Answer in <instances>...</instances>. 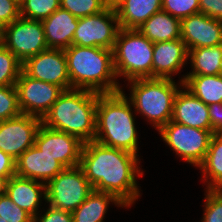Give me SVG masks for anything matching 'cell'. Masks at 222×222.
Returning <instances> with one entry per match:
<instances>
[{"mask_svg":"<svg viewBox=\"0 0 222 222\" xmlns=\"http://www.w3.org/2000/svg\"><path fill=\"white\" fill-rule=\"evenodd\" d=\"M138 156L93 140L83 144L79 166L93 190L112 194L130 207L141 195L135 178L143 175Z\"/></svg>","mask_w":222,"mask_h":222,"instance_id":"1","label":"cell"},{"mask_svg":"<svg viewBox=\"0 0 222 222\" xmlns=\"http://www.w3.org/2000/svg\"><path fill=\"white\" fill-rule=\"evenodd\" d=\"M131 106L123 90L99 94L94 141L138 155V133Z\"/></svg>","mask_w":222,"mask_h":222,"instance_id":"2","label":"cell"},{"mask_svg":"<svg viewBox=\"0 0 222 222\" xmlns=\"http://www.w3.org/2000/svg\"><path fill=\"white\" fill-rule=\"evenodd\" d=\"M64 52L70 89H85L100 94L122 90L116 81L112 50L71 45Z\"/></svg>","mask_w":222,"mask_h":222,"instance_id":"3","label":"cell"},{"mask_svg":"<svg viewBox=\"0 0 222 222\" xmlns=\"http://www.w3.org/2000/svg\"><path fill=\"white\" fill-rule=\"evenodd\" d=\"M100 93L85 89H69L59 96L43 117L46 127L93 141L96 132V109Z\"/></svg>","mask_w":222,"mask_h":222,"instance_id":"4","label":"cell"},{"mask_svg":"<svg viewBox=\"0 0 222 222\" xmlns=\"http://www.w3.org/2000/svg\"><path fill=\"white\" fill-rule=\"evenodd\" d=\"M130 83V84H129ZM179 85H176L178 84ZM169 78H139L128 81L132 107L158 131L172 119L176 94L183 86ZM179 86V87H178Z\"/></svg>","mask_w":222,"mask_h":222,"instance_id":"5","label":"cell"},{"mask_svg":"<svg viewBox=\"0 0 222 222\" xmlns=\"http://www.w3.org/2000/svg\"><path fill=\"white\" fill-rule=\"evenodd\" d=\"M153 46L138 29L120 28L112 50L116 77L152 78Z\"/></svg>","mask_w":222,"mask_h":222,"instance_id":"6","label":"cell"},{"mask_svg":"<svg viewBox=\"0 0 222 222\" xmlns=\"http://www.w3.org/2000/svg\"><path fill=\"white\" fill-rule=\"evenodd\" d=\"M93 191L80 166L64 168L46 184V200L49 206L73 212Z\"/></svg>","mask_w":222,"mask_h":222,"instance_id":"7","label":"cell"},{"mask_svg":"<svg viewBox=\"0 0 222 222\" xmlns=\"http://www.w3.org/2000/svg\"><path fill=\"white\" fill-rule=\"evenodd\" d=\"M163 141L183 161L199 167L205 160L213 131L169 121L159 130Z\"/></svg>","mask_w":222,"mask_h":222,"instance_id":"8","label":"cell"},{"mask_svg":"<svg viewBox=\"0 0 222 222\" xmlns=\"http://www.w3.org/2000/svg\"><path fill=\"white\" fill-rule=\"evenodd\" d=\"M119 30L116 11L108 6L100 13L78 19L72 45L113 50Z\"/></svg>","mask_w":222,"mask_h":222,"instance_id":"9","label":"cell"},{"mask_svg":"<svg viewBox=\"0 0 222 222\" xmlns=\"http://www.w3.org/2000/svg\"><path fill=\"white\" fill-rule=\"evenodd\" d=\"M2 44L22 63L48 49L41 20L23 17L3 28Z\"/></svg>","mask_w":222,"mask_h":222,"instance_id":"10","label":"cell"},{"mask_svg":"<svg viewBox=\"0 0 222 222\" xmlns=\"http://www.w3.org/2000/svg\"><path fill=\"white\" fill-rule=\"evenodd\" d=\"M18 104L22 114L43 119L64 92L60 86L34 79L23 70L16 81Z\"/></svg>","mask_w":222,"mask_h":222,"instance_id":"11","label":"cell"},{"mask_svg":"<svg viewBox=\"0 0 222 222\" xmlns=\"http://www.w3.org/2000/svg\"><path fill=\"white\" fill-rule=\"evenodd\" d=\"M84 142L66 132L50 129L41 124L34 145L43 153L56 159L64 168L80 165Z\"/></svg>","mask_w":222,"mask_h":222,"instance_id":"12","label":"cell"},{"mask_svg":"<svg viewBox=\"0 0 222 222\" xmlns=\"http://www.w3.org/2000/svg\"><path fill=\"white\" fill-rule=\"evenodd\" d=\"M41 124L42 119L26 114L0 121V150L16 160L34 145Z\"/></svg>","mask_w":222,"mask_h":222,"instance_id":"13","label":"cell"},{"mask_svg":"<svg viewBox=\"0 0 222 222\" xmlns=\"http://www.w3.org/2000/svg\"><path fill=\"white\" fill-rule=\"evenodd\" d=\"M22 70L30 77L70 89V77L64 50L48 48L28 58Z\"/></svg>","mask_w":222,"mask_h":222,"instance_id":"14","label":"cell"},{"mask_svg":"<svg viewBox=\"0 0 222 222\" xmlns=\"http://www.w3.org/2000/svg\"><path fill=\"white\" fill-rule=\"evenodd\" d=\"M180 31L187 50L222 44V21L202 13L181 19Z\"/></svg>","mask_w":222,"mask_h":222,"instance_id":"15","label":"cell"},{"mask_svg":"<svg viewBox=\"0 0 222 222\" xmlns=\"http://www.w3.org/2000/svg\"><path fill=\"white\" fill-rule=\"evenodd\" d=\"M64 167L53 157L43 153L35 145L25 150L15 163V174L47 184Z\"/></svg>","mask_w":222,"mask_h":222,"instance_id":"16","label":"cell"},{"mask_svg":"<svg viewBox=\"0 0 222 222\" xmlns=\"http://www.w3.org/2000/svg\"><path fill=\"white\" fill-rule=\"evenodd\" d=\"M187 60L188 50L181 38L154 43L152 78L173 79V75L180 72Z\"/></svg>","mask_w":222,"mask_h":222,"instance_id":"17","label":"cell"},{"mask_svg":"<svg viewBox=\"0 0 222 222\" xmlns=\"http://www.w3.org/2000/svg\"><path fill=\"white\" fill-rule=\"evenodd\" d=\"M171 121L189 127L213 131L209 118L208 105L204 104L184 86L176 94Z\"/></svg>","mask_w":222,"mask_h":222,"instance_id":"18","label":"cell"},{"mask_svg":"<svg viewBox=\"0 0 222 222\" xmlns=\"http://www.w3.org/2000/svg\"><path fill=\"white\" fill-rule=\"evenodd\" d=\"M6 194L34 218L39 213L42 199L46 200V184L14 175L7 181Z\"/></svg>","mask_w":222,"mask_h":222,"instance_id":"19","label":"cell"},{"mask_svg":"<svg viewBox=\"0 0 222 222\" xmlns=\"http://www.w3.org/2000/svg\"><path fill=\"white\" fill-rule=\"evenodd\" d=\"M41 23L48 48L64 50L72 45L78 18L68 10L60 7Z\"/></svg>","mask_w":222,"mask_h":222,"instance_id":"20","label":"cell"},{"mask_svg":"<svg viewBox=\"0 0 222 222\" xmlns=\"http://www.w3.org/2000/svg\"><path fill=\"white\" fill-rule=\"evenodd\" d=\"M162 10V0H123L116 8L122 29H138L154 13Z\"/></svg>","mask_w":222,"mask_h":222,"instance_id":"21","label":"cell"},{"mask_svg":"<svg viewBox=\"0 0 222 222\" xmlns=\"http://www.w3.org/2000/svg\"><path fill=\"white\" fill-rule=\"evenodd\" d=\"M138 30L153 43L181 38L180 19L163 10L154 13Z\"/></svg>","mask_w":222,"mask_h":222,"instance_id":"22","label":"cell"},{"mask_svg":"<svg viewBox=\"0 0 222 222\" xmlns=\"http://www.w3.org/2000/svg\"><path fill=\"white\" fill-rule=\"evenodd\" d=\"M110 202L125 207L114 195L93 190L72 212L73 222H103Z\"/></svg>","mask_w":222,"mask_h":222,"instance_id":"23","label":"cell"},{"mask_svg":"<svg viewBox=\"0 0 222 222\" xmlns=\"http://www.w3.org/2000/svg\"><path fill=\"white\" fill-rule=\"evenodd\" d=\"M189 58L190 66L193 70L180 79L182 83L185 80V76L222 74V44L190 49L188 50Z\"/></svg>","mask_w":222,"mask_h":222,"instance_id":"24","label":"cell"},{"mask_svg":"<svg viewBox=\"0 0 222 222\" xmlns=\"http://www.w3.org/2000/svg\"><path fill=\"white\" fill-rule=\"evenodd\" d=\"M183 86L206 105L222 103V74L185 76Z\"/></svg>","mask_w":222,"mask_h":222,"instance_id":"25","label":"cell"},{"mask_svg":"<svg viewBox=\"0 0 222 222\" xmlns=\"http://www.w3.org/2000/svg\"><path fill=\"white\" fill-rule=\"evenodd\" d=\"M207 189H222V133H214L203 163L199 166Z\"/></svg>","mask_w":222,"mask_h":222,"instance_id":"26","label":"cell"},{"mask_svg":"<svg viewBox=\"0 0 222 222\" xmlns=\"http://www.w3.org/2000/svg\"><path fill=\"white\" fill-rule=\"evenodd\" d=\"M23 63L3 44L0 45V86L15 85Z\"/></svg>","mask_w":222,"mask_h":222,"instance_id":"27","label":"cell"},{"mask_svg":"<svg viewBox=\"0 0 222 222\" xmlns=\"http://www.w3.org/2000/svg\"><path fill=\"white\" fill-rule=\"evenodd\" d=\"M20 17L43 20L60 8V0H19Z\"/></svg>","mask_w":222,"mask_h":222,"instance_id":"28","label":"cell"},{"mask_svg":"<svg viewBox=\"0 0 222 222\" xmlns=\"http://www.w3.org/2000/svg\"><path fill=\"white\" fill-rule=\"evenodd\" d=\"M60 7L79 19L102 12L108 4L106 0H60Z\"/></svg>","mask_w":222,"mask_h":222,"instance_id":"29","label":"cell"},{"mask_svg":"<svg viewBox=\"0 0 222 222\" xmlns=\"http://www.w3.org/2000/svg\"><path fill=\"white\" fill-rule=\"evenodd\" d=\"M21 114L16 86H0V121L12 119Z\"/></svg>","mask_w":222,"mask_h":222,"instance_id":"30","label":"cell"},{"mask_svg":"<svg viewBox=\"0 0 222 222\" xmlns=\"http://www.w3.org/2000/svg\"><path fill=\"white\" fill-rule=\"evenodd\" d=\"M202 222H222V189H206Z\"/></svg>","mask_w":222,"mask_h":222,"instance_id":"31","label":"cell"},{"mask_svg":"<svg viewBox=\"0 0 222 222\" xmlns=\"http://www.w3.org/2000/svg\"><path fill=\"white\" fill-rule=\"evenodd\" d=\"M162 10L181 20L200 13V5L199 0H162Z\"/></svg>","mask_w":222,"mask_h":222,"instance_id":"32","label":"cell"},{"mask_svg":"<svg viewBox=\"0 0 222 222\" xmlns=\"http://www.w3.org/2000/svg\"><path fill=\"white\" fill-rule=\"evenodd\" d=\"M0 216L7 222H33V217L12 202L7 194L0 195Z\"/></svg>","mask_w":222,"mask_h":222,"instance_id":"33","label":"cell"},{"mask_svg":"<svg viewBox=\"0 0 222 222\" xmlns=\"http://www.w3.org/2000/svg\"><path fill=\"white\" fill-rule=\"evenodd\" d=\"M19 17V0H0V27L2 29Z\"/></svg>","mask_w":222,"mask_h":222,"instance_id":"34","label":"cell"},{"mask_svg":"<svg viewBox=\"0 0 222 222\" xmlns=\"http://www.w3.org/2000/svg\"><path fill=\"white\" fill-rule=\"evenodd\" d=\"M36 215L33 218V222H73V217L71 212L56 209L51 206L42 215Z\"/></svg>","mask_w":222,"mask_h":222,"instance_id":"35","label":"cell"},{"mask_svg":"<svg viewBox=\"0 0 222 222\" xmlns=\"http://www.w3.org/2000/svg\"><path fill=\"white\" fill-rule=\"evenodd\" d=\"M200 13L222 21V0H199Z\"/></svg>","mask_w":222,"mask_h":222,"instance_id":"36","label":"cell"},{"mask_svg":"<svg viewBox=\"0 0 222 222\" xmlns=\"http://www.w3.org/2000/svg\"><path fill=\"white\" fill-rule=\"evenodd\" d=\"M208 111L213 133H222V103L208 105Z\"/></svg>","mask_w":222,"mask_h":222,"instance_id":"37","label":"cell"},{"mask_svg":"<svg viewBox=\"0 0 222 222\" xmlns=\"http://www.w3.org/2000/svg\"><path fill=\"white\" fill-rule=\"evenodd\" d=\"M16 160L0 150V176H14Z\"/></svg>","mask_w":222,"mask_h":222,"instance_id":"38","label":"cell"},{"mask_svg":"<svg viewBox=\"0 0 222 222\" xmlns=\"http://www.w3.org/2000/svg\"><path fill=\"white\" fill-rule=\"evenodd\" d=\"M10 177L12 176H0V195L6 194V185Z\"/></svg>","mask_w":222,"mask_h":222,"instance_id":"39","label":"cell"},{"mask_svg":"<svg viewBox=\"0 0 222 222\" xmlns=\"http://www.w3.org/2000/svg\"><path fill=\"white\" fill-rule=\"evenodd\" d=\"M108 6L112 7L115 9L123 0H106Z\"/></svg>","mask_w":222,"mask_h":222,"instance_id":"40","label":"cell"},{"mask_svg":"<svg viewBox=\"0 0 222 222\" xmlns=\"http://www.w3.org/2000/svg\"><path fill=\"white\" fill-rule=\"evenodd\" d=\"M3 29L0 27V45H2Z\"/></svg>","mask_w":222,"mask_h":222,"instance_id":"41","label":"cell"},{"mask_svg":"<svg viewBox=\"0 0 222 222\" xmlns=\"http://www.w3.org/2000/svg\"><path fill=\"white\" fill-rule=\"evenodd\" d=\"M0 222H7V221H5L4 218H2V217L0 216Z\"/></svg>","mask_w":222,"mask_h":222,"instance_id":"42","label":"cell"}]
</instances>
